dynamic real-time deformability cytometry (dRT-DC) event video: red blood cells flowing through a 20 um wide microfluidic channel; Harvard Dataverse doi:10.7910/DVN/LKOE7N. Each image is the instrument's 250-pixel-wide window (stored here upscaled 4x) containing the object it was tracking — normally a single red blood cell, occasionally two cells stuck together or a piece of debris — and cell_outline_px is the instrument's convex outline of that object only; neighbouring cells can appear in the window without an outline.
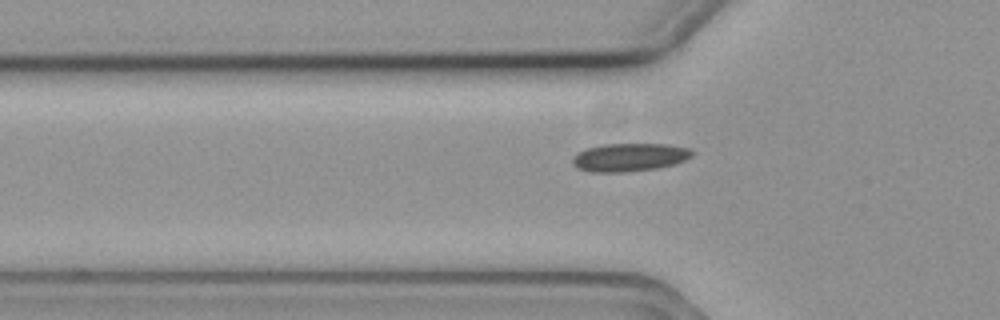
{"species": "common noctule bat (a hibernating species)", "species_latin": "Nyctalus noctula", "temperature_condition": "cold", "stored_images_in_passage": 5, "camera_frame_rate_fps": 3000, "um_per_image_px": 0.085, "animal": {"sex": "female", "body_mass_g": 19.3, "forearm_length_mm": 54.1}, "frame": {"image": 1, "passage_image": 3, "time_ms": 0.667, "image_size_px": [1000, 320], "cell_outline_px": [[692, 156], [676, 164], [656, 168], [624, 172], [592, 172], [576, 168], [572, 164], [572, 156], [588, 148], [604, 144], [668, 144], [692, 148]], "centroid_in_image_um": [53.51, 13.37], "position_along_channel_um": 72.3, "area_um2": 19.65}}
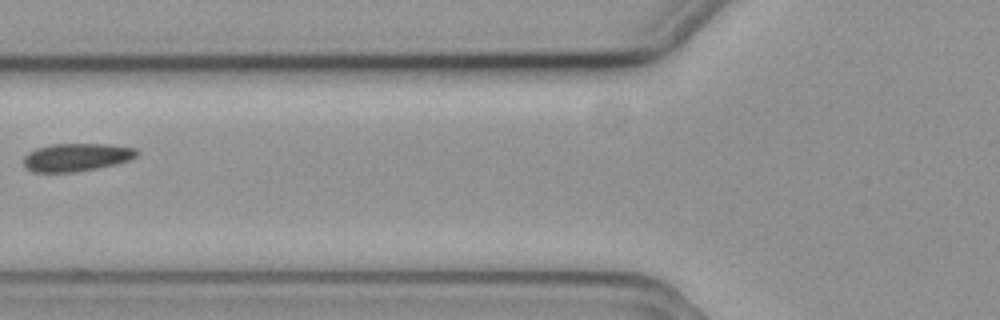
{"frame": {"image": 2, "passage_image": 4, "time_ms": 1.0, "image_size_px": [1000, 320], "cell_outline_px": [[140, 152], [136, 156], [128, 160], [116, 164], [76, 172], [32, 172], [24, 164], [24, 156], [28, 152], [36, 148], [52, 144], [108, 144], [136, 148]], "centroid_in_image_um": [6.51, 13.36], "position_along_channel_um": 119.3, "area_um2": 18.44}}